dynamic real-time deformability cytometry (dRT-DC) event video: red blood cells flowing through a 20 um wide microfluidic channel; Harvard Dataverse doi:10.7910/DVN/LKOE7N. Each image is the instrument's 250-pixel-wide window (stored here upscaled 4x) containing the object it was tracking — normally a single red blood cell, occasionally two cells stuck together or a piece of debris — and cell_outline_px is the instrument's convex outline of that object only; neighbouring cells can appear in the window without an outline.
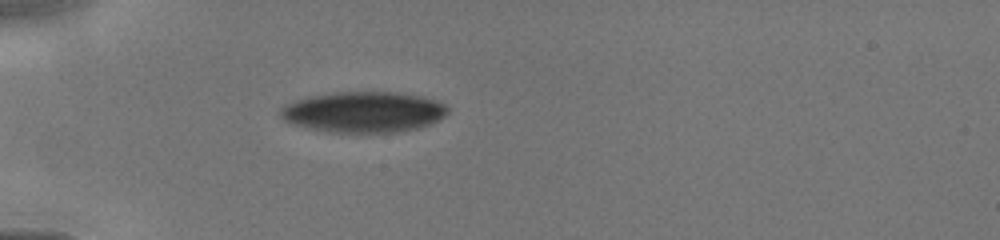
{"species": "human", "species_latin": "Homo sapiens", "temperature_condition": "cold", "stored_images_in_passage": 20, "camera_frame_rate_fps": 3000, "um_per_image_px": 0.085, "donor": {"sex": "male"}, "frame": {"image": 1, "passage_image": 3, "time_ms": 1.333, "image_size_px": [1000, 240], "cell_outline_px": [[448, 112], [444, 116], [428, 124], [416, 128], [396, 132], [328, 132], [288, 124], [280, 116], [280, 108], [296, 100], [308, 96], [336, 92], [396, 92], [420, 96], [436, 100], [444, 104], [448, 108]], "centroid_in_image_um": [30.85, 9.52], "position_along_channel_um": 54.1, "area_um2": 39.65}}
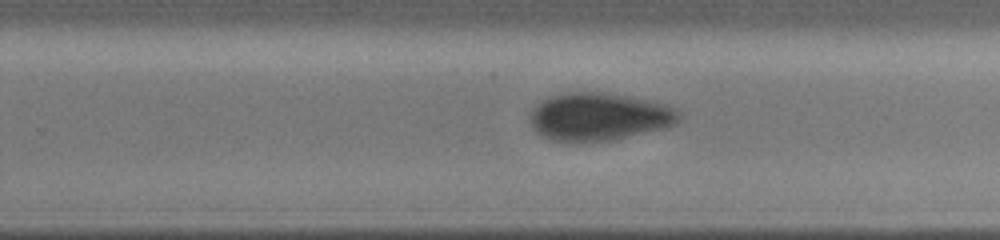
{"frame": {"image": 2, "passage_image": 11, "time_ms": 6.667, "image_size_px": [1000, 240], "cell_outline_px": [[680, 120], [676, 124], [664, 128], [612, 140], [556, 140], [544, 136], [536, 132], [532, 124], [532, 108], [540, 100], [552, 96], [568, 92], [600, 92], [652, 100], [668, 104], [676, 108], [680, 112]], "centroid_in_image_um": [50.98, 9.89], "position_along_channel_um": 278.8, "area_um2": 41.04}}
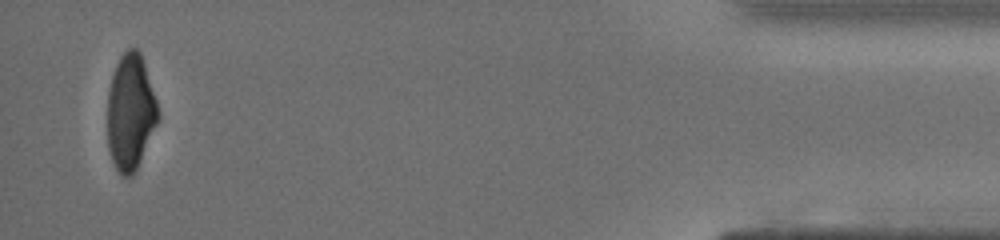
{"frame": {"image": 3, "passage_image": 19, "time_ms": 11.333, "image_size_px": [1000, 240], "cell_outline_px": [[160, 116], [140, 160], [132, 176], [124, 176], [116, 168], [112, 160], [108, 148], [108, 92], [112, 76], [116, 64], [120, 56], [128, 48], [136, 48], [140, 52], [160, 112]], "centroid_in_image_um": [11.08, 9.51], "position_along_channel_um": 424.1, "area_um2": 33.7}}